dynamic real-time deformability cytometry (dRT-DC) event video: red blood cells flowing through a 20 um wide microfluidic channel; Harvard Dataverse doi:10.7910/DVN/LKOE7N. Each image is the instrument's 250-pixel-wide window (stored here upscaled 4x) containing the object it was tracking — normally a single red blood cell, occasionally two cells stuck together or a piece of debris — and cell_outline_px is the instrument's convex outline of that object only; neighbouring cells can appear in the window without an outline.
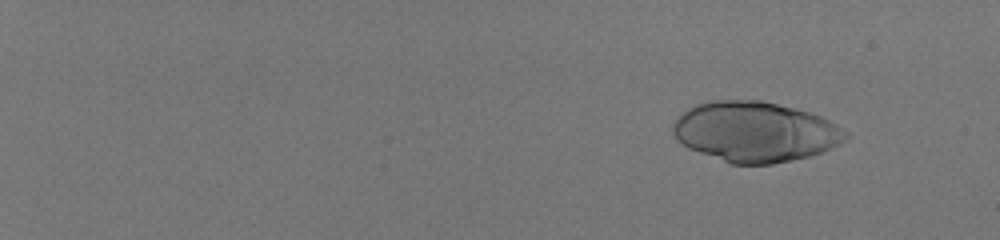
{"species": "human", "species_latin": "Homo sapiens", "temperature_condition": "room temperature", "stored_images_in_passage": 31, "camera_frame_rate_fps": 3000, "um_per_image_px": 0.085, "donor": {"sex": "male"}, "frame": {"image": 1, "passage_image": 5, "time_ms": 1.333, "image_size_px": [1000, 240], "cell_outline_px": [[852, 136], [848, 140], [832, 148], [808, 156], [792, 160], [772, 164], [732, 164], [688, 148], [676, 140], [672, 132], [672, 124], [688, 108], [696, 104], [712, 100], [760, 100], [808, 112], [820, 116], [836, 124], [848, 132]], "centroid_in_image_um": [64.19, 11.21], "position_along_channel_um": 20.8, "area_um2": 60.57}}
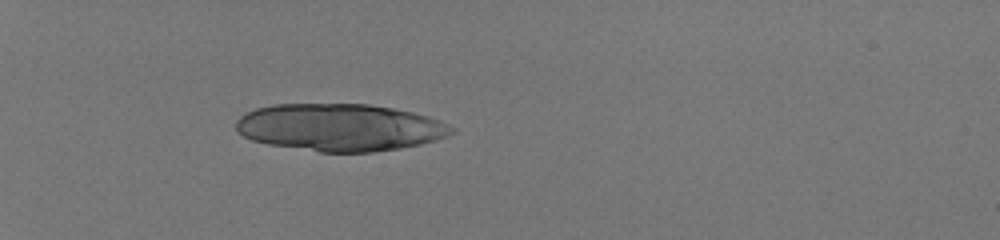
{"frame": {"image": 2, "passage_image": 20, "time_ms": 6.333, "image_size_px": [1000, 240], "cell_outline_px": [[456, 132], [448, 136], [436, 140], [420, 144], [400, 148], [372, 152], [320, 152], [268, 144], [252, 140], [244, 136], [236, 128], [236, 120], [240, 116], [256, 108], [272, 104], [368, 104], [396, 108], [428, 116], [440, 120], [456, 128]], "centroid_in_image_um": [28.93, 10.82], "position_along_channel_um": 56.1, "area_um2": 59.65}}